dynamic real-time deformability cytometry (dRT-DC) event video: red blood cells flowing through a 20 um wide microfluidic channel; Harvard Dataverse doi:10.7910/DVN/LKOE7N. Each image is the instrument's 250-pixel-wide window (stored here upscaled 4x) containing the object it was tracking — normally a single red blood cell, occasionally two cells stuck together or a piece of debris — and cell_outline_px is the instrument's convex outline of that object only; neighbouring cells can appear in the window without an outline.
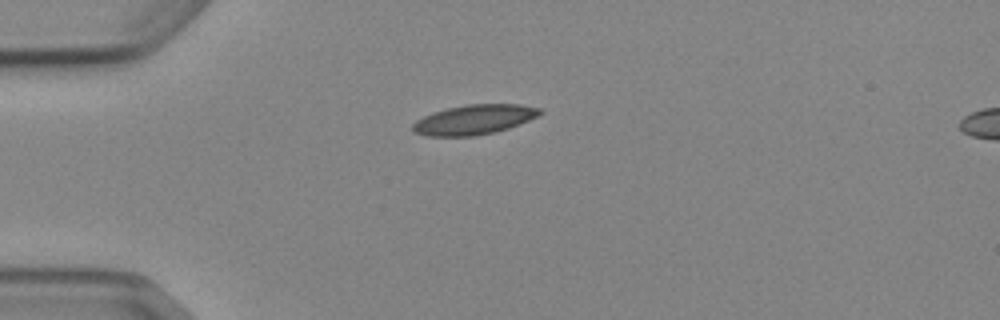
{"species": "Egyptian fruit bat (a non-hibernating species)", "species_latin": "Rousettus aegyptiacus", "temperature_condition": "cold", "stored_images_in_passage": 6, "camera_frame_rate_fps": 3000, "um_per_image_px": 0.085, "animal": {"sex": "female"}, "frame": {"image": 1, "passage_image": 1, "time_ms": 0.0, "image_size_px": [1000, 320], "cell_outline_px": [[544, 112], [528, 120], [508, 128], [496, 132], [476, 136], [428, 136], [412, 132], [412, 124], [416, 120], [432, 112], [448, 108], [468, 104], [520, 104], [540, 108]], "centroid_in_image_um": [40.27, 10.17], "position_along_channel_um": 44.7, "area_um2": 22.08}}
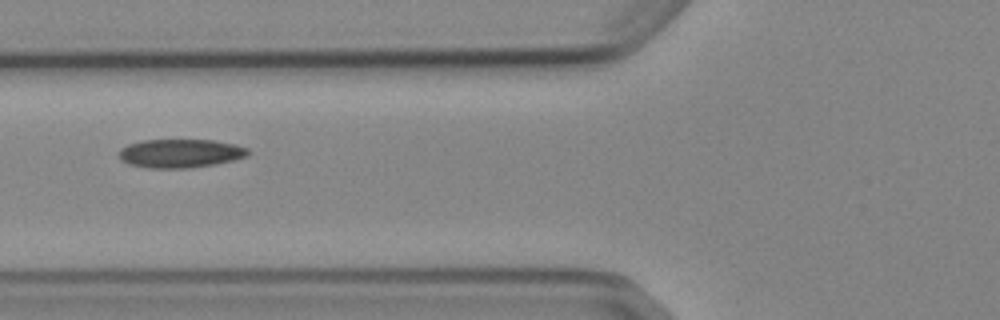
{"frame": {"image": 2, "passage_image": 3, "time_ms": 2.333, "image_size_px": [1000, 320], "cell_outline_px": [[252, 152], [248, 156], [236, 160], [216, 164], [192, 168], [148, 168], [128, 164], [120, 160], [120, 148], [128, 144], [144, 140], [212, 140], [236, 144], [248, 148]], "centroid_in_image_um": [15.38, 13.04], "position_along_channel_um": 110.4, "area_um2": 21.85}}